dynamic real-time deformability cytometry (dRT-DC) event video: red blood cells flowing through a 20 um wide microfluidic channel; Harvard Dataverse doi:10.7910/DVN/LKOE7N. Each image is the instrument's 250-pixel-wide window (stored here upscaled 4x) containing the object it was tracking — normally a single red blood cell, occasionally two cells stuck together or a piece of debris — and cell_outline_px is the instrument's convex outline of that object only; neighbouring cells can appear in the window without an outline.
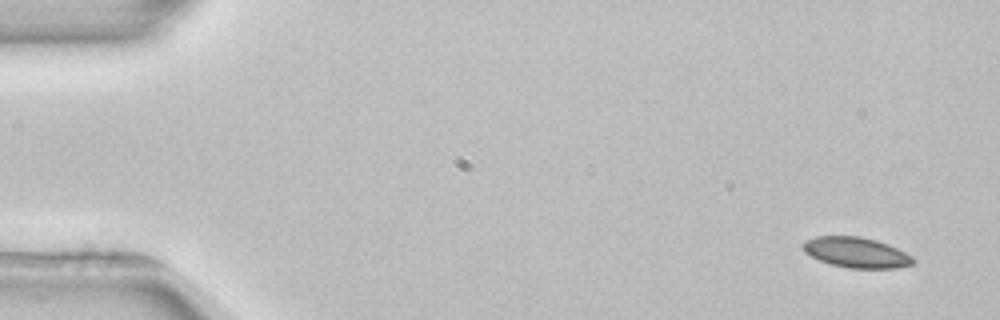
{"species": "common noctule bat (a hibernating species)", "species_latin": "Nyctalus noctula", "temperature_condition": "room temperature", "stored_images_in_passage": 3, "camera_frame_rate_fps": 3000, "um_per_image_px": 0.085, "animal": {"sex": "female", "body_mass_g": 22.7, "forearm_length_mm": 54.2}, "frame": {"image": 1, "passage_image": 1, "time_ms": 0.0, "image_size_px": [1000, 320], "cell_outline_px": [[916, 260], [912, 264], [896, 268], [848, 268], [832, 264], [820, 260], [804, 252], [800, 244], [804, 240], [816, 236], [860, 236], [876, 240], [888, 244], [912, 256]], "centroid_in_image_um": [72.75, 21.45], "position_along_channel_um": 12.2, "area_um2": 19.54}}